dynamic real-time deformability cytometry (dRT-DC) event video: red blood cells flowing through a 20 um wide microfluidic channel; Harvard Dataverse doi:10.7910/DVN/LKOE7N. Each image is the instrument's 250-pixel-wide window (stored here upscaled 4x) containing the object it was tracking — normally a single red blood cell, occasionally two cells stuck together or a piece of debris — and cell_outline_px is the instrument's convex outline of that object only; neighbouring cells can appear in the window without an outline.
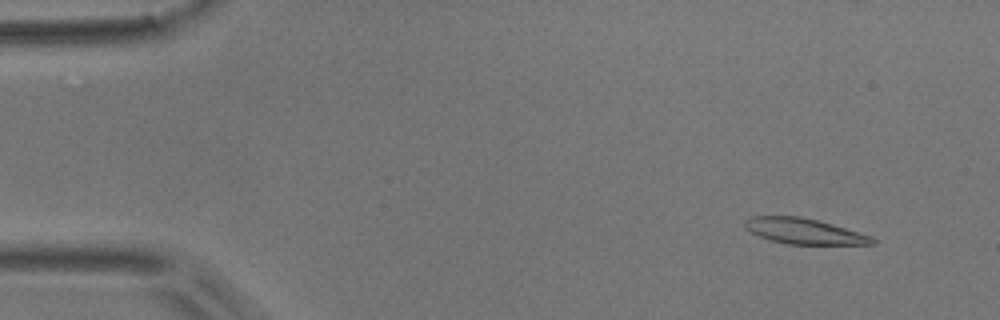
{"species": "common noctule bat (a hibernating species)", "species_latin": "Nyctalus noctula", "temperature_condition": "room temperature", "stored_images_in_passage": 3, "camera_frame_rate_fps": 3000, "um_per_image_px": 0.085, "animal": {"sex": "male", "body_mass_g": 17.9}, "frame": {"image": 1, "passage_image": 1, "time_ms": 0.0, "image_size_px": [1000, 320], "cell_outline_px": [[876, 244], [784, 244], [760, 236], [744, 228], [744, 220], [748, 216], [800, 216], [832, 224], [872, 236], [876, 240]], "centroid_in_image_um": [68.32, 19.64], "position_along_channel_um": 16.7, "area_um2": 18.96}}
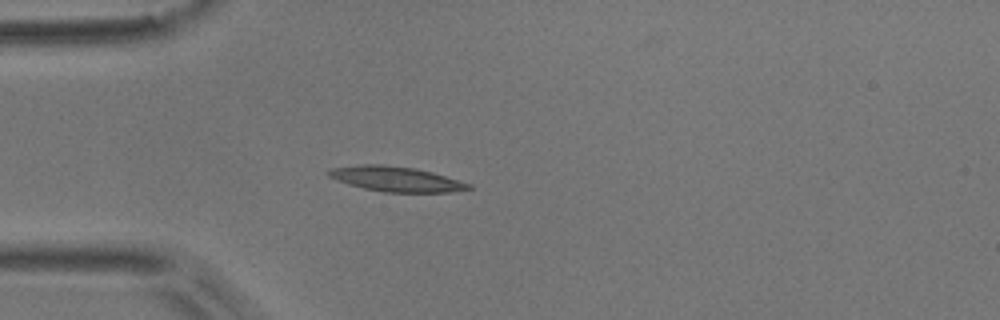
{"frame": {"image": 2, "passage_image": 3, "time_ms": 0.667, "image_size_px": [1000, 320], "cell_outline_px": [[472, 188], [452, 192], [384, 192], [364, 188], [348, 184], [336, 180], [328, 176], [324, 172], [328, 168], [360, 164], [384, 164], [416, 168], [432, 172], [472, 184]], "centroid_in_image_um": [33.61, 15.2], "position_along_channel_um": 51.4, "area_um2": 20.63}}